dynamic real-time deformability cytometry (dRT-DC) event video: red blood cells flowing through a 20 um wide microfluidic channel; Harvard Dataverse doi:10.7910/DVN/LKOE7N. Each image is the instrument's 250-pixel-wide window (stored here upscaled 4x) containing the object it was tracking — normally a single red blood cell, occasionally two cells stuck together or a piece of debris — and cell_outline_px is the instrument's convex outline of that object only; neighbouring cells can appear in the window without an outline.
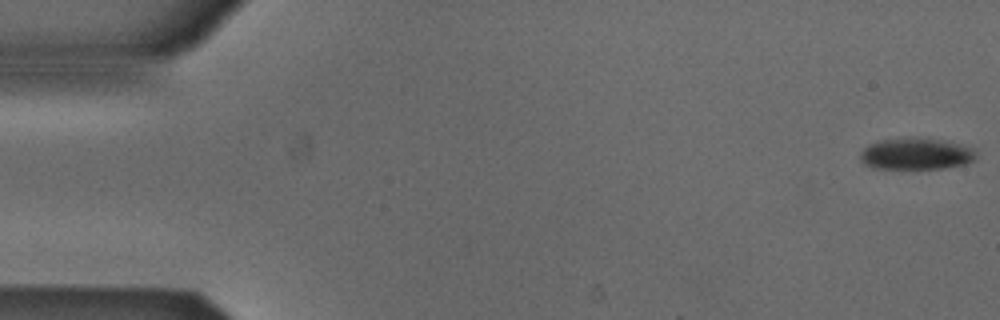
{"species": "Egyptian fruit bat (a non-hibernating species)", "species_latin": "Rousettus aegyptiacus", "temperature_condition": "cold", "stored_images_in_passage": 6, "camera_frame_rate_fps": 3000, "um_per_image_px": 0.085, "animal": {"sex": "male"}, "frame": {"image": 1, "passage_image": 1, "time_ms": 0.0, "image_size_px": [1000, 320], "cell_outline_px": [[976, 160], [964, 164], [944, 168], [872, 168], [864, 164], [860, 160], [860, 152], [868, 144], [880, 140], [936, 140], [964, 144], [972, 148], [976, 152]], "centroid_in_image_um": [77.87, 13.11], "position_along_channel_um": 7.1, "area_um2": 20.69}}
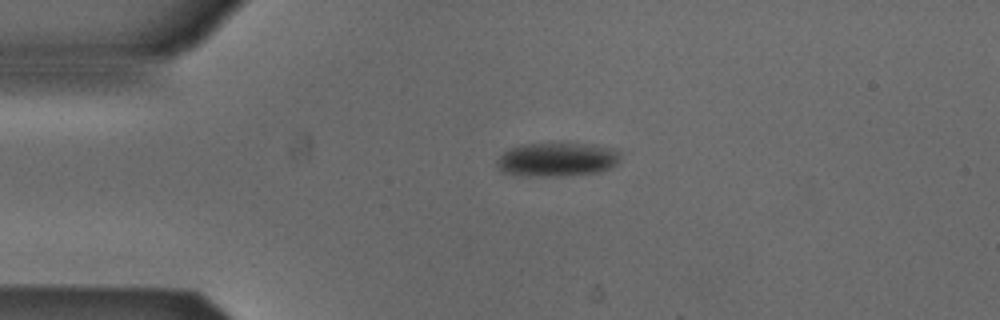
{"frame": {"image": 2, "passage_image": 4, "time_ms": 1.0, "image_size_px": [1000, 320], "cell_outline_px": [[620, 164], [612, 168], [600, 172], [560, 176], [524, 176], [504, 172], [496, 164], [496, 160], [508, 148], [524, 144], [580, 144], [608, 148], [620, 152]], "centroid_in_image_um": [47.36, 13.58], "position_along_channel_um": 37.6, "area_um2": 24.22}}
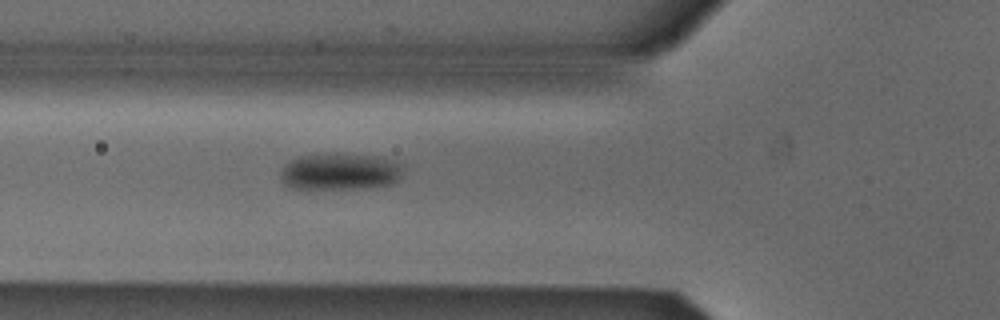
{"frame": {"image": 3, "passage_image": 6, "time_ms": 1.667, "image_size_px": [1000, 320], "cell_outline_px": [[404, 164], [400, 176], [396, 180], [388, 184], [360, 188], [292, 188], [284, 184], [280, 176], [280, 168], [288, 160], [296, 156], [316, 152], [336, 152], [380, 156]], "centroid_in_image_um": [28.83, 14.52], "position_along_channel_um": 97.0, "area_um2": 26.99}}